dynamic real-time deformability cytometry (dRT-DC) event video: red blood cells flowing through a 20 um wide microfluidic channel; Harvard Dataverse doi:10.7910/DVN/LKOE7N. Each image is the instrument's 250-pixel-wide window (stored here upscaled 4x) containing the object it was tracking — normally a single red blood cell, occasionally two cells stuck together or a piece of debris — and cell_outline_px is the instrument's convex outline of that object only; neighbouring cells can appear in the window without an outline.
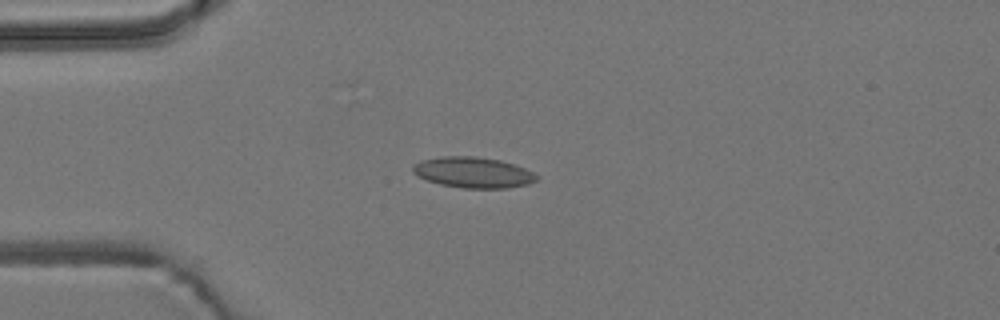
{"species": "common noctule bat (a hibernating species)", "species_latin": "Nyctalus noctula", "temperature_condition": "room temperature", "stored_images_in_passage": 5, "camera_frame_rate_fps": 3000, "um_per_image_px": 0.085, "animal": {"sex": "male", "body_mass_g": 19.2, "forearm_length_mm": 51.8}, "frame": {"image": 1, "passage_image": 4, "time_ms": 1.0, "image_size_px": [1000, 320], "cell_outline_px": [[536, 180], [528, 184], [508, 188], [464, 188], [440, 184], [416, 176], [412, 172], [412, 168], [420, 160], [440, 156], [476, 156], [500, 160], [524, 168], [532, 172], [536, 176]], "centroid_in_image_um": [40.17, 14.65], "position_along_channel_um": 44.8, "area_um2": 22.08}}